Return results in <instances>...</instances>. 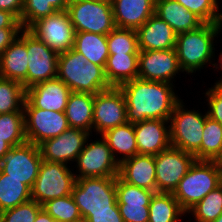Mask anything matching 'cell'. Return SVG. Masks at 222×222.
Instances as JSON below:
<instances>
[{
  "label": "cell",
  "instance_id": "6da1fadb",
  "mask_svg": "<svg viewBox=\"0 0 222 222\" xmlns=\"http://www.w3.org/2000/svg\"><path fill=\"white\" fill-rule=\"evenodd\" d=\"M118 87L125 97L127 121L132 124L153 119L169 120L181 100L172 83L135 78Z\"/></svg>",
  "mask_w": 222,
  "mask_h": 222
},
{
  "label": "cell",
  "instance_id": "7a4b0ae2",
  "mask_svg": "<svg viewBox=\"0 0 222 222\" xmlns=\"http://www.w3.org/2000/svg\"><path fill=\"white\" fill-rule=\"evenodd\" d=\"M57 78L72 92L96 94L112 87L105 75V68L87 59L74 48L59 53Z\"/></svg>",
  "mask_w": 222,
  "mask_h": 222
},
{
  "label": "cell",
  "instance_id": "3957f363",
  "mask_svg": "<svg viewBox=\"0 0 222 222\" xmlns=\"http://www.w3.org/2000/svg\"><path fill=\"white\" fill-rule=\"evenodd\" d=\"M218 34L216 23H204L196 30L177 35L175 50L183 73L199 71L207 63L217 69L218 62L212 64V60L215 57L214 39Z\"/></svg>",
  "mask_w": 222,
  "mask_h": 222
},
{
  "label": "cell",
  "instance_id": "277c9868",
  "mask_svg": "<svg viewBox=\"0 0 222 222\" xmlns=\"http://www.w3.org/2000/svg\"><path fill=\"white\" fill-rule=\"evenodd\" d=\"M221 183L222 169L214 161L195 160L172 194L187 213Z\"/></svg>",
  "mask_w": 222,
  "mask_h": 222
},
{
  "label": "cell",
  "instance_id": "5b68a950",
  "mask_svg": "<svg viewBox=\"0 0 222 222\" xmlns=\"http://www.w3.org/2000/svg\"><path fill=\"white\" fill-rule=\"evenodd\" d=\"M72 196L83 220L89 215V211L111 210V207H118L116 177L76 179Z\"/></svg>",
  "mask_w": 222,
  "mask_h": 222
},
{
  "label": "cell",
  "instance_id": "8992f818",
  "mask_svg": "<svg viewBox=\"0 0 222 222\" xmlns=\"http://www.w3.org/2000/svg\"><path fill=\"white\" fill-rule=\"evenodd\" d=\"M67 12L75 32L107 35L116 27L110 1L70 0Z\"/></svg>",
  "mask_w": 222,
  "mask_h": 222
},
{
  "label": "cell",
  "instance_id": "52a82bcc",
  "mask_svg": "<svg viewBox=\"0 0 222 222\" xmlns=\"http://www.w3.org/2000/svg\"><path fill=\"white\" fill-rule=\"evenodd\" d=\"M182 100H180L169 119L171 146L177 147L185 152L195 154L202 143V132L206 118L198 110L185 109Z\"/></svg>",
  "mask_w": 222,
  "mask_h": 222
},
{
  "label": "cell",
  "instance_id": "ba28073f",
  "mask_svg": "<svg viewBox=\"0 0 222 222\" xmlns=\"http://www.w3.org/2000/svg\"><path fill=\"white\" fill-rule=\"evenodd\" d=\"M75 182V174L68 165L43 160L31 189L32 200L42 206L49 200L71 195Z\"/></svg>",
  "mask_w": 222,
  "mask_h": 222
},
{
  "label": "cell",
  "instance_id": "9c48e42d",
  "mask_svg": "<svg viewBox=\"0 0 222 222\" xmlns=\"http://www.w3.org/2000/svg\"><path fill=\"white\" fill-rule=\"evenodd\" d=\"M23 110L26 140L37 146L70 128L64 112L35 108L26 98Z\"/></svg>",
  "mask_w": 222,
  "mask_h": 222
},
{
  "label": "cell",
  "instance_id": "30bf717a",
  "mask_svg": "<svg viewBox=\"0 0 222 222\" xmlns=\"http://www.w3.org/2000/svg\"><path fill=\"white\" fill-rule=\"evenodd\" d=\"M155 156L156 192L173 193L196 158L194 154L170 146Z\"/></svg>",
  "mask_w": 222,
  "mask_h": 222
},
{
  "label": "cell",
  "instance_id": "8fae6325",
  "mask_svg": "<svg viewBox=\"0 0 222 222\" xmlns=\"http://www.w3.org/2000/svg\"><path fill=\"white\" fill-rule=\"evenodd\" d=\"M42 161L39 146L26 141L12 147L4 155L0 161V170L9 175V178L21 180L32 189Z\"/></svg>",
  "mask_w": 222,
  "mask_h": 222
},
{
  "label": "cell",
  "instance_id": "7c38bea8",
  "mask_svg": "<svg viewBox=\"0 0 222 222\" xmlns=\"http://www.w3.org/2000/svg\"><path fill=\"white\" fill-rule=\"evenodd\" d=\"M94 142L85 144L79 153L76 163L79 174L75 173L76 179L86 177H117L119 163L114 159L106 140L101 137Z\"/></svg>",
  "mask_w": 222,
  "mask_h": 222
},
{
  "label": "cell",
  "instance_id": "4fadbf2b",
  "mask_svg": "<svg viewBox=\"0 0 222 222\" xmlns=\"http://www.w3.org/2000/svg\"><path fill=\"white\" fill-rule=\"evenodd\" d=\"M125 97L119 87L98 92L94 96L93 130L100 136L109 129L127 123Z\"/></svg>",
  "mask_w": 222,
  "mask_h": 222
},
{
  "label": "cell",
  "instance_id": "5bb4252c",
  "mask_svg": "<svg viewBox=\"0 0 222 222\" xmlns=\"http://www.w3.org/2000/svg\"><path fill=\"white\" fill-rule=\"evenodd\" d=\"M28 30L57 53L73 48L76 32L67 11L39 19Z\"/></svg>",
  "mask_w": 222,
  "mask_h": 222
},
{
  "label": "cell",
  "instance_id": "9a60e30c",
  "mask_svg": "<svg viewBox=\"0 0 222 222\" xmlns=\"http://www.w3.org/2000/svg\"><path fill=\"white\" fill-rule=\"evenodd\" d=\"M26 49L28 56L27 89L57 78L58 56L47 44L26 29Z\"/></svg>",
  "mask_w": 222,
  "mask_h": 222
},
{
  "label": "cell",
  "instance_id": "2e32d148",
  "mask_svg": "<svg viewBox=\"0 0 222 222\" xmlns=\"http://www.w3.org/2000/svg\"><path fill=\"white\" fill-rule=\"evenodd\" d=\"M179 72L183 71L175 49L139 51L138 78L173 84Z\"/></svg>",
  "mask_w": 222,
  "mask_h": 222
},
{
  "label": "cell",
  "instance_id": "e0dca14e",
  "mask_svg": "<svg viewBox=\"0 0 222 222\" xmlns=\"http://www.w3.org/2000/svg\"><path fill=\"white\" fill-rule=\"evenodd\" d=\"M155 193L157 192L131 185L117 176V205L123 222H148L149 205Z\"/></svg>",
  "mask_w": 222,
  "mask_h": 222
},
{
  "label": "cell",
  "instance_id": "ac0fdd59",
  "mask_svg": "<svg viewBox=\"0 0 222 222\" xmlns=\"http://www.w3.org/2000/svg\"><path fill=\"white\" fill-rule=\"evenodd\" d=\"M87 131L75 128L65 130L61 135L48 139L39 145L42 159L66 164L76 162L90 135Z\"/></svg>",
  "mask_w": 222,
  "mask_h": 222
},
{
  "label": "cell",
  "instance_id": "d6986e66",
  "mask_svg": "<svg viewBox=\"0 0 222 222\" xmlns=\"http://www.w3.org/2000/svg\"><path fill=\"white\" fill-rule=\"evenodd\" d=\"M168 123L162 119L134 123L138 154L157 155L171 146Z\"/></svg>",
  "mask_w": 222,
  "mask_h": 222
},
{
  "label": "cell",
  "instance_id": "ffe728a7",
  "mask_svg": "<svg viewBox=\"0 0 222 222\" xmlns=\"http://www.w3.org/2000/svg\"><path fill=\"white\" fill-rule=\"evenodd\" d=\"M71 93L63 81L55 78L26 89V99L35 108L64 112Z\"/></svg>",
  "mask_w": 222,
  "mask_h": 222
},
{
  "label": "cell",
  "instance_id": "44dd1931",
  "mask_svg": "<svg viewBox=\"0 0 222 222\" xmlns=\"http://www.w3.org/2000/svg\"><path fill=\"white\" fill-rule=\"evenodd\" d=\"M27 54L26 29H22L0 57V77L20 82L25 90L27 89Z\"/></svg>",
  "mask_w": 222,
  "mask_h": 222
},
{
  "label": "cell",
  "instance_id": "7402d4cb",
  "mask_svg": "<svg viewBox=\"0 0 222 222\" xmlns=\"http://www.w3.org/2000/svg\"><path fill=\"white\" fill-rule=\"evenodd\" d=\"M136 31L139 51L175 49L177 34L155 13Z\"/></svg>",
  "mask_w": 222,
  "mask_h": 222
},
{
  "label": "cell",
  "instance_id": "603a6c76",
  "mask_svg": "<svg viewBox=\"0 0 222 222\" xmlns=\"http://www.w3.org/2000/svg\"><path fill=\"white\" fill-rule=\"evenodd\" d=\"M118 176L125 182L156 192L155 156L136 154L119 163Z\"/></svg>",
  "mask_w": 222,
  "mask_h": 222
},
{
  "label": "cell",
  "instance_id": "cb8c5ba5",
  "mask_svg": "<svg viewBox=\"0 0 222 222\" xmlns=\"http://www.w3.org/2000/svg\"><path fill=\"white\" fill-rule=\"evenodd\" d=\"M116 27L137 30L154 13L155 0H112Z\"/></svg>",
  "mask_w": 222,
  "mask_h": 222
},
{
  "label": "cell",
  "instance_id": "d4e9b609",
  "mask_svg": "<svg viewBox=\"0 0 222 222\" xmlns=\"http://www.w3.org/2000/svg\"><path fill=\"white\" fill-rule=\"evenodd\" d=\"M155 14L166 21L178 35L196 30L204 22L176 0H155Z\"/></svg>",
  "mask_w": 222,
  "mask_h": 222
},
{
  "label": "cell",
  "instance_id": "484cf974",
  "mask_svg": "<svg viewBox=\"0 0 222 222\" xmlns=\"http://www.w3.org/2000/svg\"><path fill=\"white\" fill-rule=\"evenodd\" d=\"M94 96L92 93L81 92L70 94L64 111L70 128L92 132Z\"/></svg>",
  "mask_w": 222,
  "mask_h": 222
},
{
  "label": "cell",
  "instance_id": "4316f807",
  "mask_svg": "<svg viewBox=\"0 0 222 222\" xmlns=\"http://www.w3.org/2000/svg\"><path fill=\"white\" fill-rule=\"evenodd\" d=\"M101 136L108 143L113 157L118 163L138 154L134 124L132 123L127 122L109 129ZM116 153L122 154L121 158H119L120 156H117L118 154Z\"/></svg>",
  "mask_w": 222,
  "mask_h": 222
},
{
  "label": "cell",
  "instance_id": "83f0119b",
  "mask_svg": "<svg viewBox=\"0 0 222 222\" xmlns=\"http://www.w3.org/2000/svg\"><path fill=\"white\" fill-rule=\"evenodd\" d=\"M139 54L109 55L105 75L111 86L118 87L124 82L138 78Z\"/></svg>",
  "mask_w": 222,
  "mask_h": 222
},
{
  "label": "cell",
  "instance_id": "f1b7e54d",
  "mask_svg": "<svg viewBox=\"0 0 222 222\" xmlns=\"http://www.w3.org/2000/svg\"><path fill=\"white\" fill-rule=\"evenodd\" d=\"M73 48L81 53L87 59V62L105 68L109 56L107 35L76 32Z\"/></svg>",
  "mask_w": 222,
  "mask_h": 222
},
{
  "label": "cell",
  "instance_id": "f546056e",
  "mask_svg": "<svg viewBox=\"0 0 222 222\" xmlns=\"http://www.w3.org/2000/svg\"><path fill=\"white\" fill-rule=\"evenodd\" d=\"M32 199L31 188L0 170V213Z\"/></svg>",
  "mask_w": 222,
  "mask_h": 222
},
{
  "label": "cell",
  "instance_id": "4dcf8cb0",
  "mask_svg": "<svg viewBox=\"0 0 222 222\" xmlns=\"http://www.w3.org/2000/svg\"><path fill=\"white\" fill-rule=\"evenodd\" d=\"M186 214L172 193H155L149 205L148 222H180Z\"/></svg>",
  "mask_w": 222,
  "mask_h": 222
},
{
  "label": "cell",
  "instance_id": "1f68e13d",
  "mask_svg": "<svg viewBox=\"0 0 222 222\" xmlns=\"http://www.w3.org/2000/svg\"><path fill=\"white\" fill-rule=\"evenodd\" d=\"M69 3L70 0H24L20 16L22 29H28L37 20L57 11H67Z\"/></svg>",
  "mask_w": 222,
  "mask_h": 222
},
{
  "label": "cell",
  "instance_id": "d6a6232c",
  "mask_svg": "<svg viewBox=\"0 0 222 222\" xmlns=\"http://www.w3.org/2000/svg\"><path fill=\"white\" fill-rule=\"evenodd\" d=\"M222 151V125L206 118L200 149L194 154L196 160L215 161Z\"/></svg>",
  "mask_w": 222,
  "mask_h": 222
},
{
  "label": "cell",
  "instance_id": "836d02e7",
  "mask_svg": "<svg viewBox=\"0 0 222 222\" xmlns=\"http://www.w3.org/2000/svg\"><path fill=\"white\" fill-rule=\"evenodd\" d=\"M25 98L26 90L20 82L0 77V114L24 112Z\"/></svg>",
  "mask_w": 222,
  "mask_h": 222
},
{
  "label": "cell",
  "instance_id": "e575fe53",
  "mask_svg": "<svg viewBox=\"0 0 222 222\" xmlns=\"http://www.w3.org/2000/svg\"><path fill=\"white\" fill-rule=\"evenodd\" d=\"M195 222H212L222 214V183L210 191L188 212Z\"/></svg>",
  "mask_w": 222,
  "mask_h": 222
},
{
  "label": "cell",
  "instance_id": "d590c367",
  "mask_svg": "<svg viewBox=\"0 0 222 222\" xmlns=\"http://www.w3.org/2000/svg\"><path fill=\"white\" fill-rule=\"evenodd\" d=\"M0 137L11 147L25 143L24 112L0 114Z\"/></svg>",
  "mask_w": 222,
  "mask_h": 222
},
{
  "label": "cell",
  "instance_id": "8d00e7d4",
  "mask_svg": "<svg viewBox=\"0 0 222 222\" xmlns=\"http://www.w3.org/2000/svg\"><path fill=\"white\" fill-rule=\"evenodd\" d=\"M109 55L139 54L138 35L135 29L115 27L107 34Z\"/></svg>",
  "mask_w": 222,
  "mask_h": 222
},
{
  "label": "cell",
  "instance_id": "74e56055",
  "mask_svg": "<svg viewBox=\"0 0 222 222\" xmlns=\"http://www.w3.org/2000/svg\"><path fill=\"white\" fill-rule=\"evenodd\" d=\"M42 208L57 222H81L83 218L71 195L47 201Z\"/></svg>",
  "mask_w": 222,
  "mask_h": 222
},
{
  "label": "cell",
  "instance_id": "f35d334b",
  "mask_svg": "<svg viewBox=\"0 0 222 222\" xmlns=\"http://www.w3.org/2000/svg\"><path fill=\"white\" fill-rule=\"evenodd\" d=\"M190 12L197 15L204 23H216L218 18V0H176Z\"/></svg>",
  "mask_w": 222,
  "mask_h": 222
},
{
  "label": "cell",
  "instance_id": "ab89813d",
  "mask_svg": "<svg viewBox=\"0 0 222 222\" xmlns=\"http://www.w3.org/2000/svg\"><path fill=\"white\" fill-rule=\"evenodd\" d=\"M42 206L34 200L0 213V222H34Z\"/></svg>",
  "mask_w": 222,
  "mask_h": 222
},
{
  "label": "cell",
  "instance_id": "60d3db41",
  "mask_svg": "<svg viewBox=\"0 0 222 222\" xmlns=\"http://www.w3.org/2000/svg\"><path fill=\"white\" fill-rule=\"evenodd\" d=\"M205 95L208 98V117L222 125V84L214 83V86L209 88Z\"/></svg>",
  "mask_w": 222,
  "mask_h": 222
},
{
  "label": "cell",
  "instance_id": "b9f144b4",
  "mask_svg": "<svg viewBox=\"0 0 222 222\" xmlns=\"http://www.w3.org/2000/svg\"><path fill=\"white\" fill-rule=\"evenodd\" d=\"M84 222H123L118 207H111V210L89 211Z\"/></svg>",
  "mask_w": 222,
  "mask_h": 222
},
{
  "label": "cell",
  "instance_id": "7bdbcfd3",
  "mask_svg": "<svg viewBox=\"0 0 222 222\" xmlns=\"http://www.w3.org/2000/svg\"><path fill=\"white\" fill-rule=\"evenodd\" d=\"M21 30L22 28H0V57Z\"/></svg>",
  "mask_w": 222,
  "mask_h": 222
},
{
  "label": "cell",
  "instance_id": "ee69618b",
  "mask_svg": "<svg viewBox=\"0 0 222 222\" xmlns=\"http://www.w3.org/2000/svg\"><path fill=\"white\" fill-rule=\"evenodd\" d=\"M24 0H0V10L13 13L20 21Z\"/></svg>",
  "mask_w": 222,
  "mask_h": 222
},
{
  "label": "cell",
  "instance_id": "f6af8a7d",
  "mask_svg": "<svg viewBox=\"0 0 222 222\" xmlns=\"http://www.w3.org/2000/svg\"><path fill=\"white\" fill-rule=\"evenodd\" d=\"M0 28H22V26L13 13L0 10Z\"/></svg>",
  "mask_w": 222,
  "mask_h": 222
},
{
  "label": "cell",
  "instance_id": "bcb514c9",
  "mask_svg": "<svg viewBox=\"0 0 222 222\" xmlns=\"http://www.w3.org/2000/svg\"><path fill=\"white\" fill-rule=\"evenodd\" d=\"M34 222H56L43 208L38 212Z\"/></svg>",
  "mask_w": 222,
  "mask_h": 222
},
{
  "label": "cell",
  "instance_id": "7dc6e473",
  "mask_svg": "<svg viewBox=\"0 0 222 222\" xmlns=\"http://www.w3.org/2000/svg\"><path fill=\"white\" fill-rule=\"evenodd\" d=\"M12 147L0 137V161L3 159L4 155L11 149Z\"/></svg>",
  "mask_w": 222,
  "mask_h": 222
},
{
  "label": "cell",
  "instance_id": "c3c4849f",
  "mask_svg": "<svg viewBox=\"0 0 222 222\" xmlns=\"http://www.w3.org/2000/svg\"><path fill=\"white\" fill-rule=\"evenodd\" d=\"M216 25H217V28H218V31L220 33L221 29H222V13H218V18H217V21H216Z\"/></svg>",
  "mask_w": 222,
  "mask_h": 222
},
{
  "label": "cell",
  "instance_id": "681fc988",
  "mask_svg": "<svg viewBox=\"0 0 222 222\" xmlns=\"http://www.w3.org/2000/svg\"><path fill=\"white\" fill-rule=\"evenodd\" d=\"M214 162L222 169V151Z\"/></svg>",
  "mask_w": 222,
  "mask_h": 222
},
{
  "label": "cell",
  "instance_id": "f907efd6",
  "mask_svg": "<svg viewBox=\"0 0 222 222\" xmlns=\"http://www.w3.org/2000/svg\"><path fill=\"white\" fill-rule=\"evenodd\" d=\"M218 62H220V63L217 64V69H218V68H221V69H222V52H221V54H220V56H219Z\"/></svg>",
  "mask_w": 222,
  "mask_h": 222
},
{
  "label": "cell",
  "instance_id": "816d5d0a",
  "mask_svg": "<svg viewBox=\"0 0 222 222\" xmlns=\"http://www.w3.org/2000/svg\"><path fill=\"white\" fill-rule=\"evenodd\" d=\"M212 222H222V214L216 220H214Z\"/></svg>",
  "mask_w": 222,
  "mask_h": 222
},
{
  "label": "cell",
  "instance_id": "f5cc1de1",
  "mask_svg": "<svg viewBox=\"0 0 222 222\" xmlns=\"http://www.w3.org/2000/svg\"><path fill=\"white\" fill-rule=\"evenodd\" d=\"M221 78H222V76H221ZM221 78H220V80L216 81V83L222 84V79Z\"/></svg>",
  "mask_w": 222,
  "mask_h": 222
}]
</instances>
